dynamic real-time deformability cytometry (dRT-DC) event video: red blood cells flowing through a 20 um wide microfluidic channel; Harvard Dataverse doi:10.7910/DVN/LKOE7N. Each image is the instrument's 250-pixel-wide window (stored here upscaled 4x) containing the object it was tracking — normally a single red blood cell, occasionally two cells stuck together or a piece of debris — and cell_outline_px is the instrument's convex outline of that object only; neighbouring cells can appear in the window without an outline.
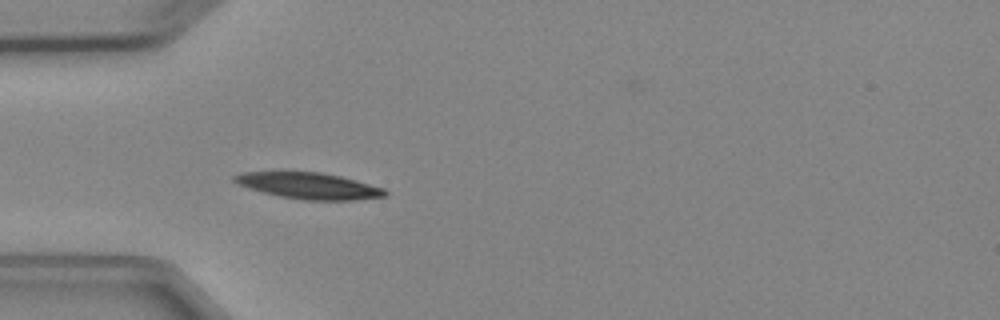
{"species": "Egyptian fruit bat (a non-hibernating species)", "species_latin": "Rousettus aegyptiacus", "temperature_condition": "cold", "stored_images_in_passage": 4, "camera_frame_rate_fps": 3000, "um_per_image_px": 0.085, "animal": {"sex": "female"}, "frame": {"image": 1, "passage_image": 4, "time_ms": 3.333, "image_size_px": [1000, 320], "cell_outline_px": [[388, 192], [384, 196], [356, 200], [304, 200], [280, 196], [248, 188], [232, 180], [232, 176], [240, 172], [320, 172], [340, 176], [356, 180], [384, 188]], "centroid_in_image_um": [26.26, 15.79], "position_along_channel_um": 58.7, "area_um2": 22.89}}